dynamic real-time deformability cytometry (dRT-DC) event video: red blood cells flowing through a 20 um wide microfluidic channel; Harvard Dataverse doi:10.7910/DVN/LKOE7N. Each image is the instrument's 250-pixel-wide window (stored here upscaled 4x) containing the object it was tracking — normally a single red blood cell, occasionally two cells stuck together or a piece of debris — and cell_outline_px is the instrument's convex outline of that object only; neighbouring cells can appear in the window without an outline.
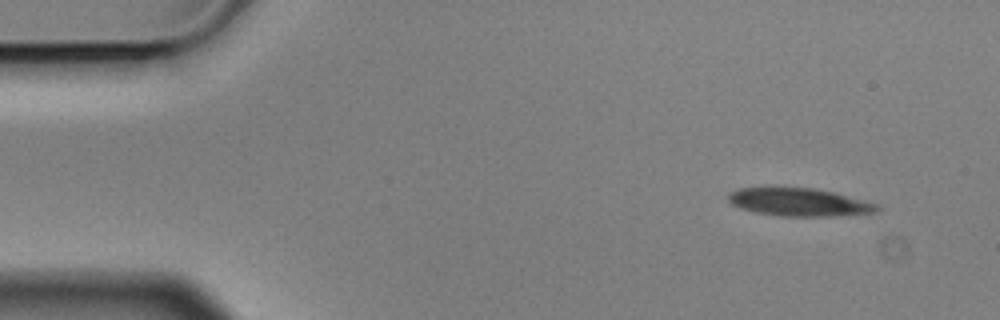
{"species": "Egyptian fruit bat (a non-hibernating species)", "species_latin": "Rousettus aegyptiacus", "temperature_condition": "cold", "stored_images_in_passage": 4, "camera_frame_rate_fps": 3000, "um_per_image_px": 0.085, "animal": {"sex": "male"}, "frame": {"image": 1, "passage_image": 1, "time_ms": 0.0, "image_size_px": [1000, 320], "cell_outline_px": [[884, 208], [876, 212], [832, 216], [780, 216], [756, 212], [732, 204], [728, 200], [728, 192], [740, 188], [776, 184], [812, 188], [836, 192], [880, 204]], "centroid_in_image_um": [67.93, 17.13], "position_along_channel_um": 17.1, "area_um2": 25.26}}
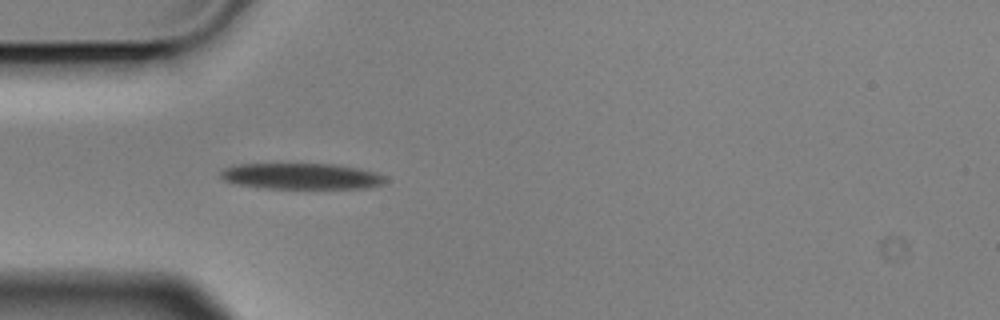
{"frame": {"image": 2, "passage_image": 4, "time_ms": 1.0, "image_size_px": [1000, 320], "cell_outline_px": [[388, 180], [384, 184], [368, 188], [268, 188], [240, 184], [224, 180], [220, 176], [220, 172], [224, 168], [240, 164], [336, 164], [360, 168], [376, 172], [384, 176]], "centroid_in_image_um": [25.69, 14.97], "position_along_channel_um": 59.3, "area_um2": 24.91}}